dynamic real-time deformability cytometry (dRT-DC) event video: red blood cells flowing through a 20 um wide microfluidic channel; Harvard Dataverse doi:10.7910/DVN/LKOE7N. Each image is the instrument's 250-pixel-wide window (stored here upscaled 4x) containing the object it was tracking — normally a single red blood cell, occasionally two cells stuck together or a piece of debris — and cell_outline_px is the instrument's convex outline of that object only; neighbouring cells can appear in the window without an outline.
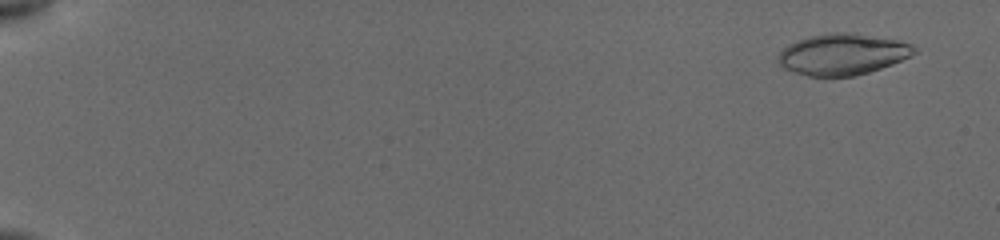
{"species": "common noctule bat (a hibernating species)", "species_latin": "Nyctalus noctula", "temperature_condition": "cold", "stored_images_in_passage": 7, "camera_frame_rate_fps": 3000, "um_per_image_px": 0.085, "animal": {"sex": "female", "body_mass_g": 19.5, "forearm_length_mm": 54.1}, "frame": {"image": 1, "passage_image": 2, "time_ms": 1.0, "image_size_px": [1000, 240], "cell_outline_px": [[920, 48], [916, 52], [900, 60], [880, 68], [868, 72], [852, 76], [808, 76], [784, 68], [780, 64], [780, 52], [788, 44], [796, 40], [808, 36], [832, 32], [856, 32], [896, 40], [912, 44]], "centroid_in_image_um": [71.63, 4.59], "position_along_channel_um": 13.4, "area_um2": 32.48}}